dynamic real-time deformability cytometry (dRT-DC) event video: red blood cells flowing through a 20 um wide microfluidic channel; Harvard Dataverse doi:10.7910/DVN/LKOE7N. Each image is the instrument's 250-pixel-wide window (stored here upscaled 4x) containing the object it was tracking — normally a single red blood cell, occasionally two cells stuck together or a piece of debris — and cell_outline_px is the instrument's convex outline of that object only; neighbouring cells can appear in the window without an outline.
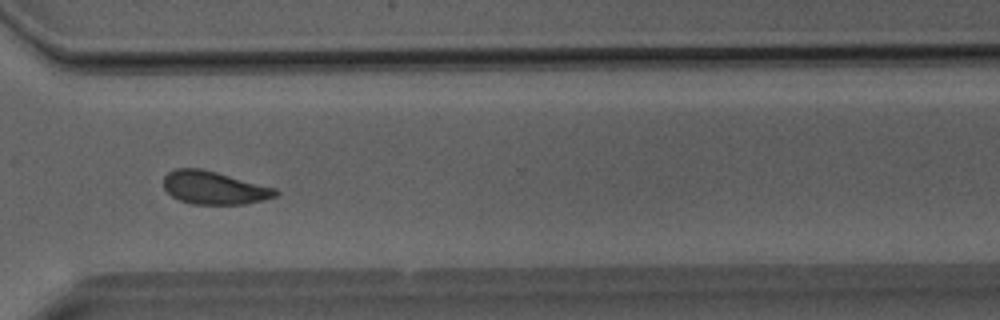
{"species": "Egyptian fruit bat (a non-hibernating species)", "species_latin": "Rousettus aegyptiacus", "temperature_condition": "room temperature", "stored_images_in_passage": 28, "segment_of_instrument_passage": [1, 2], "camera_frame_rate_fps": 3000, "um_per_image_px": 0.085, "animal": {"sex": "male"}, "frame": {"image": 1, "passage_image": 17, "time_ms": 5.333, "image_size_px": [1000, 320], "cell_outline_px": [[280, 192], [276, 196], [264, 200], [244, 204], [192, 204], [180, 200], [172, 196], [164, 188], [164, 176], [168, 172], [176, 168], [204, 168], [276, 188]], "centroid_in_image_um": [18.22, 15.95], "position_along_channel_um": 352.4, "area_um2": 21.73}}
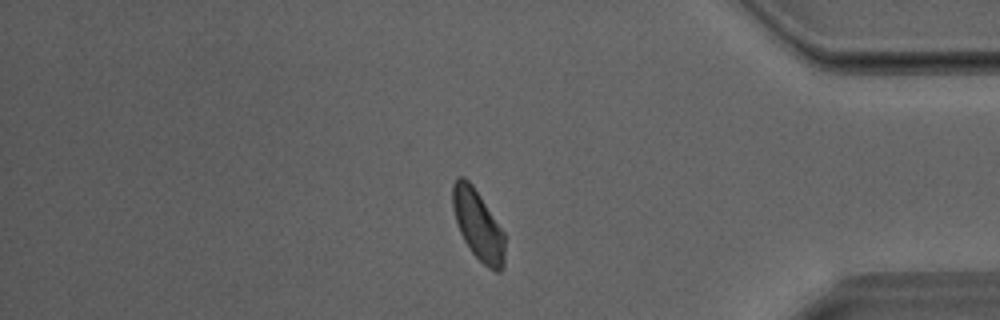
{"frame": {"image": 2, "passage_image": 21, "time_ms": 6.667, "image_size_px": [1000, 320], "cell_outline_px": [[504, 264], [500, 272], [496, 272], [484, 264], [472, 252], [464, 240], [460, 232], [452, 208], [452, 184], [456, 176], [464, 176], [472, 184], [504, 232]], "centroid_in_image_um": [40.61, 19.09], "position_along_channel_um": 394.6, "area_um2": 21.1}}